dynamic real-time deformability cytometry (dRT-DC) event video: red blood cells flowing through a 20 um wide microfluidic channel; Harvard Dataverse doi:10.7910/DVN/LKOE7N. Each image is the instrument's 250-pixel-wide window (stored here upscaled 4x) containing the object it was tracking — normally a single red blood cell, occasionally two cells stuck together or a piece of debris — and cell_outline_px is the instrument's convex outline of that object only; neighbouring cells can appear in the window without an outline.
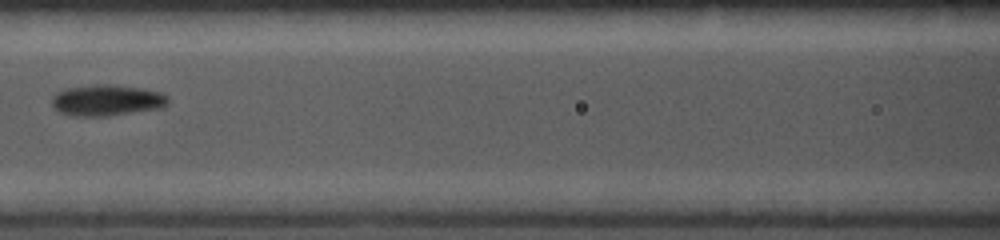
{"species": "common noctule bat (a hibernating species)", "species_latin": "Nyctalus noctula", "temperature_condition": "cold", "stored_images_in_passage": 3, "camera_frame_rate_fps": 5000, "um_per_image_px": 0.085, "animal": {"sex": "female", "body_mass_g": 19.0, "forearm_length_mm": 56.7}, "frame": {"image": 1, "passage_image": 3, "time_ms": 0.4, "image_size_px": [1000, 240], "cell_outline_px": [[168, 104], [164, 108], [108, 116], [68, 116], [56, 112], [52, 108], [52, 96], [56, 92], [64, 88], [92, 84], [108, 84], [140, 88], [160, 92], [168, 96]], "centroid_in_image_um": [9.03, 8.53], "position_along_channel_um": 157.6, "area_um2": 21.62}}